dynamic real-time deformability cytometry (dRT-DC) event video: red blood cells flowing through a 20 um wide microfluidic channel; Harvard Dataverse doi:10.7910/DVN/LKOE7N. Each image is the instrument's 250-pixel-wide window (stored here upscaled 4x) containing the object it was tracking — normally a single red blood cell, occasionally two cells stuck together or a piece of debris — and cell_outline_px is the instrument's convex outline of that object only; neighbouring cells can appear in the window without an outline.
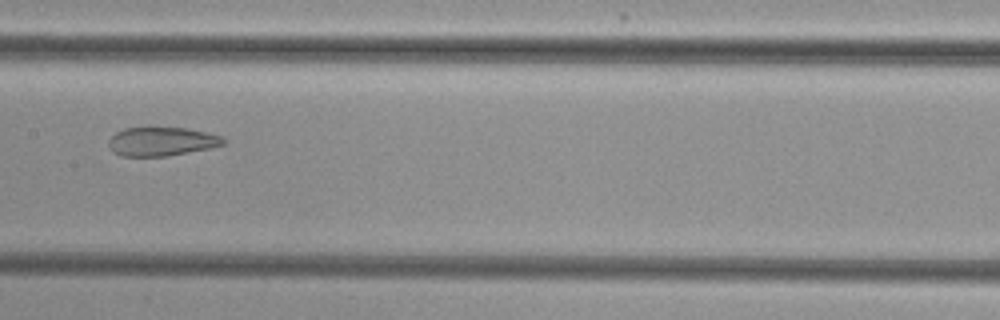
{"species": "common noctule bat (a hibernating species)", "species_latin": "Nyctalus noctula", "temperature_condition": "cold", "stored_images_in_passage": 6, "camera_frame_rate_fps": 3000, "um_per_image_px": 0.085, "animal": {"sex": "female", "body_mass_g": 29.2, "forearm_length_mm": 56.3}, "frame": {"image": 1, "passage_image": 6, "time_ms": 8.0, "image_size_px": [1000, 320], "cell_outline_px": [[224, 144], [212, 148], [164, 156], [120, 156], [112, 152], [108, 144], [108, 140], [116, 132], [124, 128], [148, 124], [188, 128], [224, 136]], "centroid_in_image_um": [13.7, 11.97], "position_along_channel_um": 193.7, "area_um2": 20.17}}